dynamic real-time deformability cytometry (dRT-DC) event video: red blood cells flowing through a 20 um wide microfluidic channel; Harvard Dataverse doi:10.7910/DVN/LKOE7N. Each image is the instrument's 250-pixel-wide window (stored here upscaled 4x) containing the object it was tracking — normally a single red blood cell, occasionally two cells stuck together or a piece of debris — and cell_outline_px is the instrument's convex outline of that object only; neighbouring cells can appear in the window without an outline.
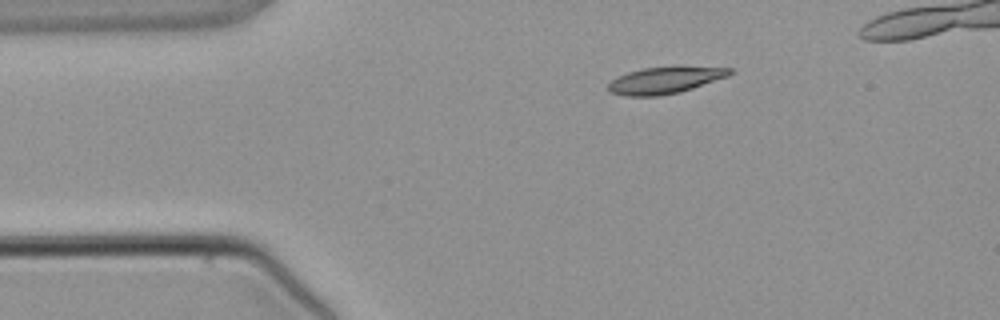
{"species": "common noctule bat (a hibernating species)", "species_latin": "Nyctalus noctula", "temperature_condition": "warm", "stored_images_in_passage": 4, "camera_frame_rate_fps": 3000, "um_per_image_px": 0.085, "animal": {"sex": "male", "body_mass_g": 21.5, "forearm_length_mm": 52.0}, "frame": {"image": 1, "passage_image": 2, "time_ms": 1.0, "image_size_px": [1000, 320], "cell_outline_px": [[732, 72], [728, 76], [680, 92], [656, 96], [624, 96], [608, 92], [608, 84], [612, 80], [628, 72], [644, 68], [732, 68]], "centroid_in_image_um": [56.44, 6.86], "position_along_channel_um": 28.6, "area_um2": 18.15}}